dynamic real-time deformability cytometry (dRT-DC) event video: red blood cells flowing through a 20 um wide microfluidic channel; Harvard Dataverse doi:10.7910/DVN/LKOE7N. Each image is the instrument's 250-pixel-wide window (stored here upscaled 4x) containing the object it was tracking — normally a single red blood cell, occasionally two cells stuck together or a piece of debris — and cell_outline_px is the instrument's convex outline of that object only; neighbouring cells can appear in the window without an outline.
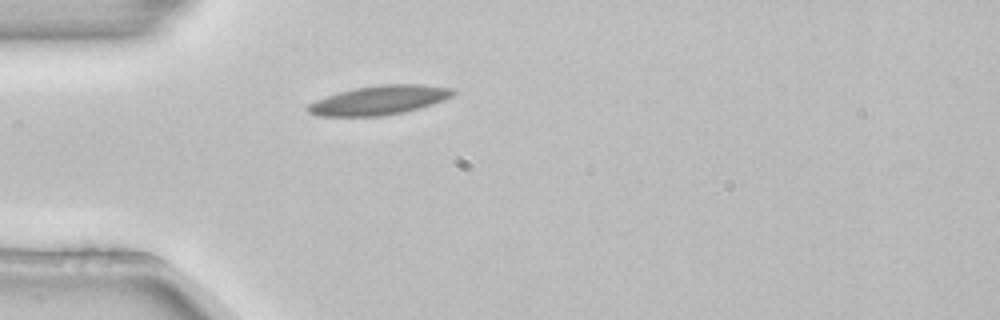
{"species": "common noctule bat (a hibernating species)", "species_latin": "Nyctalus noctula", "temperature_condition": "room temperature", "stored_images_in_passage": 1, "camera_frame_rate_fps": 3000, "um_per_image_px": 0.085, "animal": {"sex": "female", "body_mass_g": 22.7, "forearm_length_mm": 54.2}, "frame": {"image": 1, "passage_image": 1, "time_ms": 0.0, "image_size_px": [1000, 320], "cell_outline_px": [[456, 92], [452, 96], [444, 100], [420, 108], [404, 112], [384, 116], [316, 116], [308, 112], [304, 108], [308, 104], [316, 100], [340, 92], [356, 88], [380, 84], [424, 84], [452, 88]], "centroid_in_image_um": [32.24, 8.52], "position_along_channel_um": 52.8, "area_um2": 24.74}}